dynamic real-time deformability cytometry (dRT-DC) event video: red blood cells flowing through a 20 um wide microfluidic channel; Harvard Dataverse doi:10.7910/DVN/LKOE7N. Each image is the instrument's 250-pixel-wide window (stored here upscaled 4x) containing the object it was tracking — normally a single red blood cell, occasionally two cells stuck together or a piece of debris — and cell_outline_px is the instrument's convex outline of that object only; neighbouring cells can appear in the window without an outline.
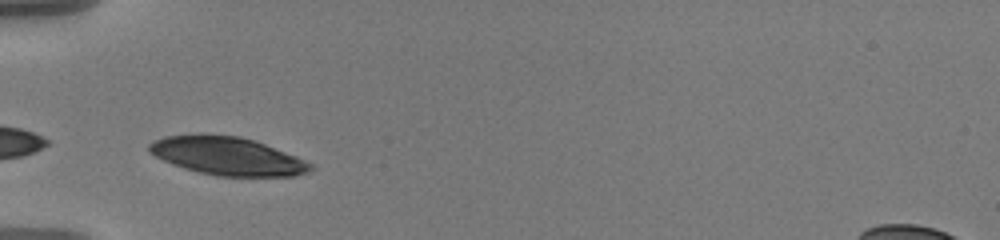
{"species": "human", "species_latin": "Homo sapiens", "temperature_condition": "warm", "stored_images_in_passage": 37, "camera_frame_rate_fps": 3000, "um_per_image_px": 0.085, "donor": {"sex": "male"}, "frame": {"image": 1, "passage_image": 1, "time_ms": 0.0, "image_size_px": [1000, 240], "cell_outline_px": [[316, 168], [308, 172], [292, 176], [216, 176], [184, 168], [172, 164], [148, 152], [148, 144], [164, 136], [200, 132], [240, 136], [256, 140], [296, 156], [312, 164]], "centroid_in_image_um": [19.31, 13.23], "position_along_channel_um": 65.7, "area_um2": 36.36}}
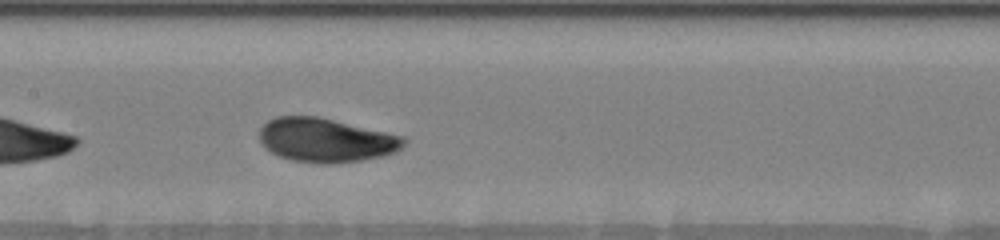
{"frame": {"image": 2, "passage_image": 11, "time_ms": 3.333, "image_size_px": [1000, 240], "cell_outline_px": [[408, 144], [396, 152], [384, 156], [364, 160], [328, 164], [320, 164], [292, 160], [280, 156], [264, 148], [260, 140], [260, 128], [268, 120], [276, 116], [320, 116], [404, 136], [408, 140]], "centroid_in_image_um": [27.75, 11.91], "position_along_channel_um": 179.6, "area_um2": 37.51}}
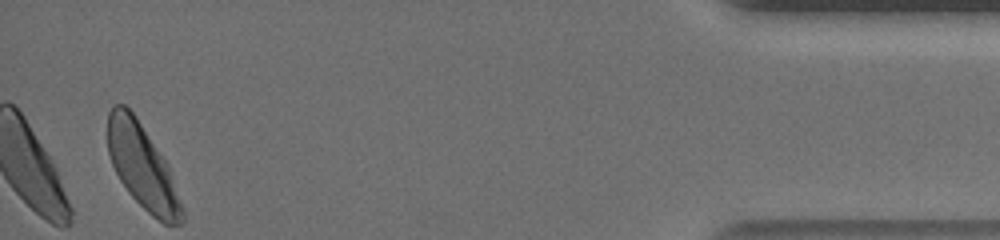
{"frame": {"image": 3, "passage_image": 37, "time_ms": 12.0, "image_size_px": [1000, 240], "cell_outline_px": [[184, 220], [180, 224], [164, 224], [152, 216], [128, 192], [120, 180], [112, 164], [108, 152], [108, 112], [112, 104], [124, 104], [136, 116], [168, 164], [184, 208]], "centroid_in_image_um": [12.11, 14.17], "position_along_channel_um": 423.1, "area_um2": 36.47}, "authors_computed_cell_mechanics": {"area_um2": 36.3562, "velocity_mm_per_s": 3.5515, "shape_relaxation_time_tau1_ms": 1.5889, "shape_relaxation_time_tau2_ms": 1.8474, "deformation_change_tau1": 0.1071, "deformation_change_tau2": 0.0546}}